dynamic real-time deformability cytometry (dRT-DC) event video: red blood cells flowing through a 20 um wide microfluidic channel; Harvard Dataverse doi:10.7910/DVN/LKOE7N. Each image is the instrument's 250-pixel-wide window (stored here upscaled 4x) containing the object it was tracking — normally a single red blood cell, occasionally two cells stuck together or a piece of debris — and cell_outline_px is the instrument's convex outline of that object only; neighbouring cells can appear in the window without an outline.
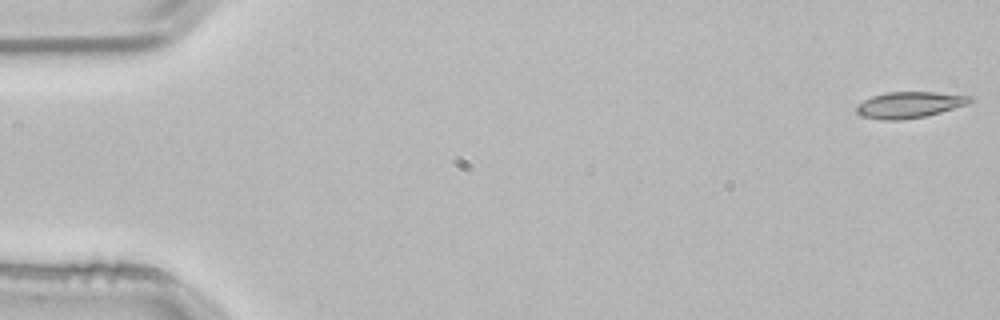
{"species": "common noctule bat (a hibernating species)", "species_latin": "Nyctalus noctula", "temperature_condition": "room temperature", "stored_images_in_passage": 53, "camera_frame_rate_fps": 3000, "um_per_image_px": 0.085, "animal": {"sex": "male", "body_mass_g": 21.5, "forearm_length_mm": 52.0}, "frame": {"image": 1, "passage_image": 1, "time_ms": 0.0, "image_size_px": [1000, 320], "cell_outline_px": [[976, 100], [968, 104], [940, 112], [924, 116], [904, 120], [884, 120], [864, 116], [856, 112], [856, 104], [872, 96], [888, 92], [936, 92], [972, 96]], "centroid_in_image_um": [77.33, 8.9], "position_along_channel_um": 7.7, "area_um2": 17.34}}
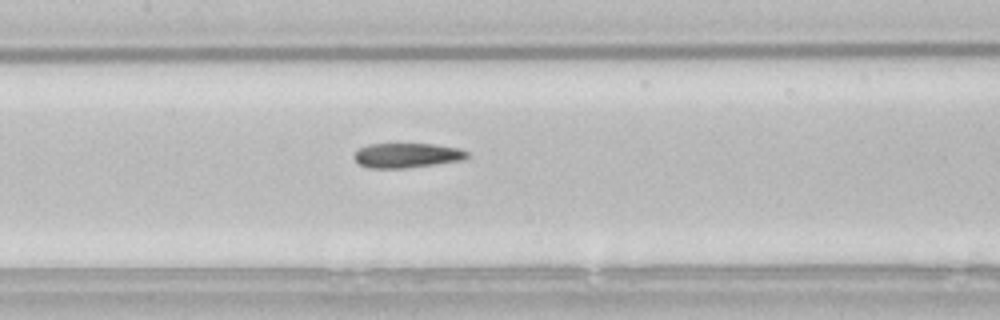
{"frame": {"image": 2, "passage_image": 25, "time_ms": 8.0, "image_size_px": [1000, 320], "cell_outline_px": [[468, 156], [464, 160], [404, 168], [368, 168], [360, 164], [352, 156], [360, 148], [368, 144], [432, 144], [460, 148], [468, 152]], "centroid_in_image_um": [34.59, 13.2], "position_along_channel_um": 172.8, "area_um2": 16.18}}
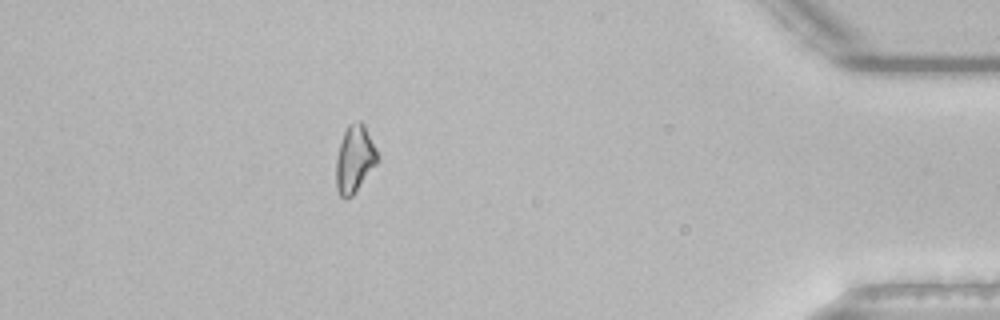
{"frame": {"image": 3, "passage_image": 47, "time_ms": 15.333, "image_size_px": [1000, 320], "cell_outline_px": [[380, 160], [352, 196], [348, 200], [344, 200], [340, 196], [336, 188], [336, 160], [340, 144], [344, 132], [348, 124], [360, 120], [364, 124], [380, 156]], "centroid_in_image_um": [30.16, 13.54], "position_along_channel_um": 405.0, "area_um2": 16.42}}